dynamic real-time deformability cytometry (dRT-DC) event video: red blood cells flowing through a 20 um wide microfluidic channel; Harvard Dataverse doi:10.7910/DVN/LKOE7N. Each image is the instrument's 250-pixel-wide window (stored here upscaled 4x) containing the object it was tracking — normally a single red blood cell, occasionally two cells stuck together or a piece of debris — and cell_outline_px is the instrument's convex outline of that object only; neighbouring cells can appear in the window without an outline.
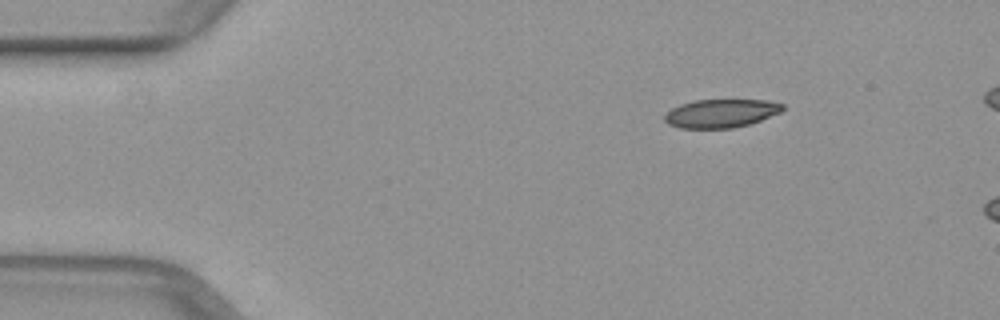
{"species": "common noctule bat (a hibernating species)", "species_latin": "Nyctalus noctula", "temperature_condition": "warm", "stored_images_in_passage": 9, "camera_frame_rate_fps": 3000, "um_per_image_px": 0.085, "animal": {"sex": "female", "body_mass_g": 29.2, "forearm_length_mm": 56.3}, "frame": {"image": 1, "passage_image": 1, "time_ms": 0.0, "image_size_px": [1000, 320], "cell_outline_px": [[784, 108], [780, 112], [760, 120], [748, 124], [732, 128], [680, 128], [668, 124], [664, 120], [664, 116], [672, 108], [680, 104], [696, 100], [768, 100], [784, 104]], "centroid_in_image_um": [61.27, 9.63], "position_along_channel_um": 23.7, "area_um2": 19.42}}